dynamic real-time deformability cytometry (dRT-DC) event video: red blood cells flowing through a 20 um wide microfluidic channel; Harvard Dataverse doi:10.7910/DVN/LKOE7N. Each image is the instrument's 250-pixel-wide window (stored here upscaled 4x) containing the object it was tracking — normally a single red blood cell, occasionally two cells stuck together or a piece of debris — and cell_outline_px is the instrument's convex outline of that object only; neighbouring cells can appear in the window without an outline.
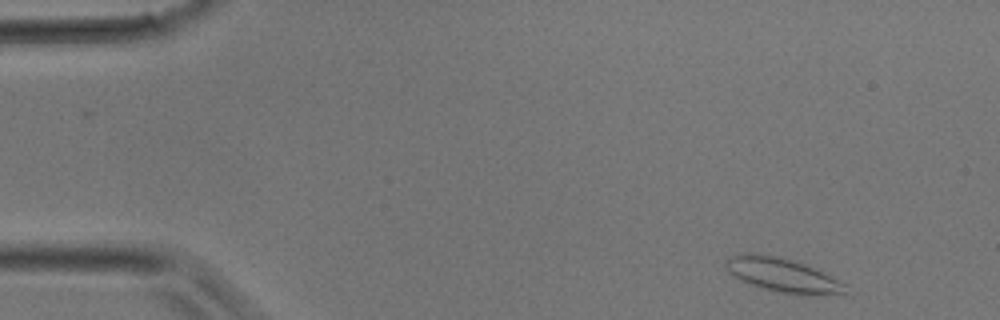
{"species": "common noctule bat (a hibernating species)", "species_latin": "Nyctalus noctula", "temperature_condition": "room temperature", "stored_images_in_passage": 24, "camera_frame_rate_fps": 3000, "um_per_image_px": 0.085, "animal": {"sex": "male", "body_mass_g": 17.9}, "frame": {"image": 1, "passage_image": 2, "time_ms": 0.333, "image_size_px": [1000, 320], "cell_outline_px": [[844, 296], [804, 296], [780, 292], [760, 288], [728, 272], [724, 264], [724, 260], [740, 252], [748, 252], [776, 256], [792, 260], [816, 268], [844, 284]], "centroid_in_image_um": [66.54, 23.4], "position_along_channel_um": 18.5, "area_um2": 23.93}}
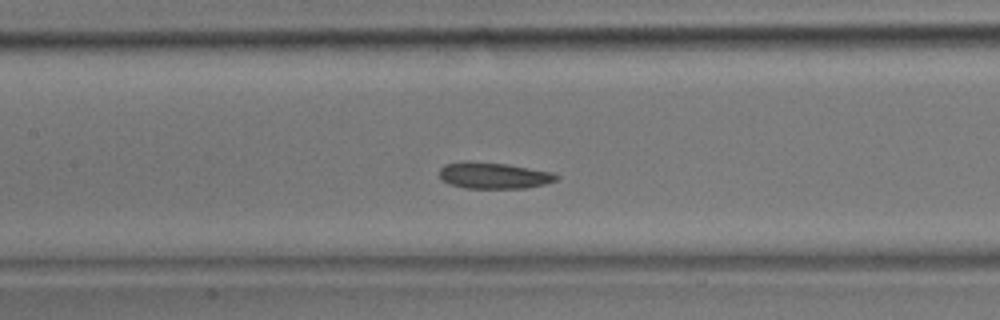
{"frame": {"image": 2, "passage_image": 15, "time_ms": 4.667, "image_size_px": [1000, 320], "cell_outline_px": [[556, 180], [544, 184], [524, 188], [464, 188], [448, 184], [440, 180], [440, 168], [444, 164], [464, 160], [468, 160], [508, 164], [552, 172], [556, 176]], "centroid_in_image_um": [41.87, 14.9], "position_along_channel_um": 165.5, "area_um2": 18.09}}
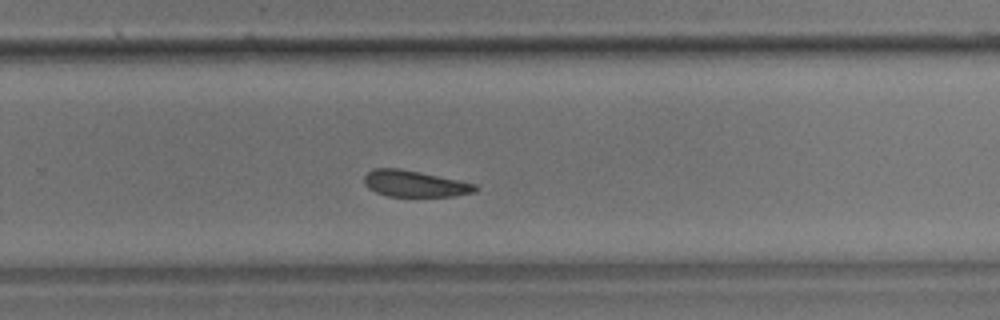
{"frame": {"image": 3, "passage_image": 22, "time_ms": 7.0, "image_size_px": [1000, 320], "cell_outline_px": [[480, 188], [476, 192], [452, 196], [388, 196], [376, 192], [368, 188], [364, 184], [364, 176], [372, 168], [400, 168], [420, 172], [476, 184]], "centroid_in_image_um": [35.24, 15.61], "position_along_channel_um": 294.6, "area_um2": 17.05}}